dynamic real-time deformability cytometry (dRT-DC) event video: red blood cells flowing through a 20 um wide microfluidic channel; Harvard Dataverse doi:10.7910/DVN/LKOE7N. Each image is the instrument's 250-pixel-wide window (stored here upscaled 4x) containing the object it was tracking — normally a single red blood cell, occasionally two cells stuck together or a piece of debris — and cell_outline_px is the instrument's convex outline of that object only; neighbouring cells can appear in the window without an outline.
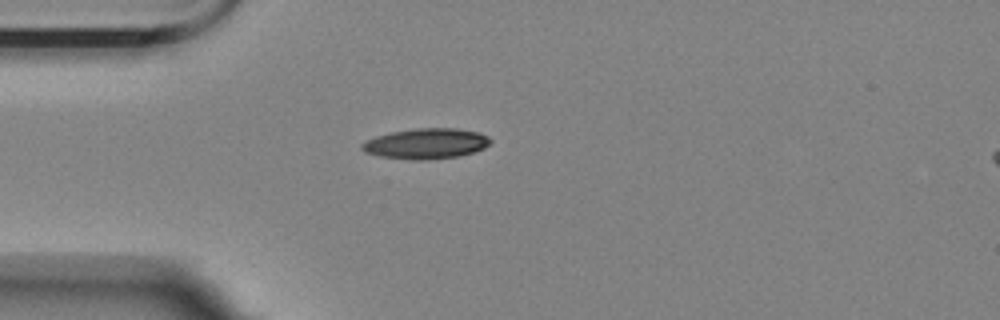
{"species": "Egyptian fruit bat (a non-hibernating species)", "species_latin": "Rousettus aegyptiacus", "temperature_condition": "room temperature", "stored_images_in_passage": 1, "camera_frame_rate_fps": 3000, "um_per_image_px": 0.085, "animal": {"sex": "female"}, "frame": {"image": 1, "passage_image": 1, "time_ms": 0.0, "image_size_px": [1000, 320], "cell_outline_px": [[492, 140], [484, 148], [472, 152], [456, 156], [420, 160], [412, 160], [380, 156], [364, 152], [360, 148], [360, 144], [376, 136], [392, 132], [416, 128], [456, 128], [480, 132], [488, 136]], "centroid_in_image_um": [36.21, 12.2], "position_along_channel_um": 48.8, "area_um2": 22.66}}